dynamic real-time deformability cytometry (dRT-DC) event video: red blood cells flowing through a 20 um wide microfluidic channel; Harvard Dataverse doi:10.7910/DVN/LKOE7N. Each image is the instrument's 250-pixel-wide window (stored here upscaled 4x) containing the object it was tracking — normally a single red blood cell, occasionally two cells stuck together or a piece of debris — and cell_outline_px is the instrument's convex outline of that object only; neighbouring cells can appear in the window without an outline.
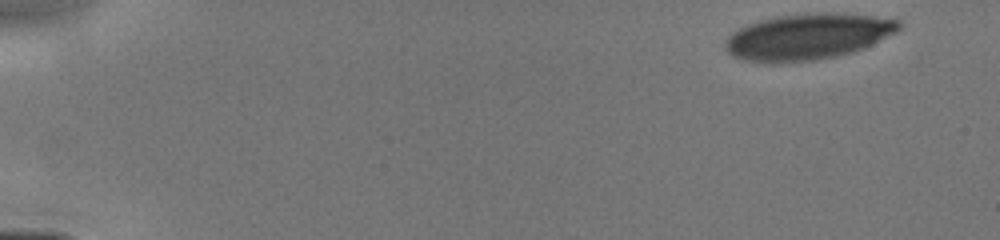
{"species": "human", "species_latin": "Homo sapiens", "temperature_condition": "cold", "stored_images_in_passage": 36, "camera_frame_rate_fps": 3000, "um_per_image_px": 0.085, "donor": {"sex": "male"}, "frame": {"image": 1, "passage_image": 1, "time_ms": 0.0, "image_size_px": [1000, 240], "cell_outline_px": [[904, 24], [896, 32], [864, 48], [852, 52], [836, 56], [816, 60], [744, 60], [732, 56], [724, 48], [724, 40], [732, 32], [748, 24], [760, 20], [776, 16], [816, 12], [820, 12], [872, 16], [900, 20]], "centroid_in_image_um": [68.68, 3.08], "position_along_channel_um": 16.3, "area_um2": 45.84}}
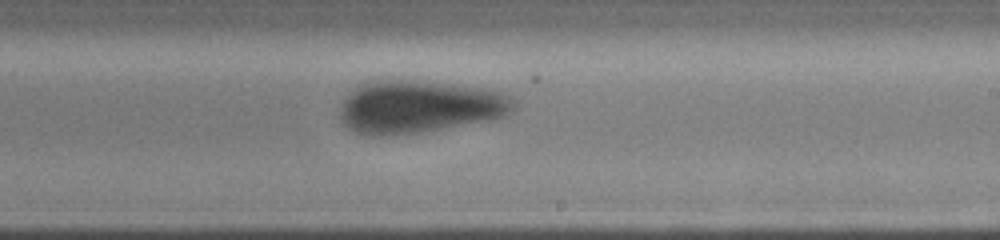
{"frame": {"image": 2, "passage_image": 21, "time_ms": 8.667, "image_size_px": [1000, 240], "cell_outline_px": [[516, 104], [504, 116], [492, 120], [416, 132], [376, 136], [356, 132], [348, 128], [340, 120], [340, 104], [360, 84], [376, 80], [400, 80], [448, 84], [480, 88], [504, 92], [512, 96], [516, 100]], "centroid_in_image_um": [35.63, 9.07], "position_along_channel_um": 253.4, "area_um2": 52.6}}
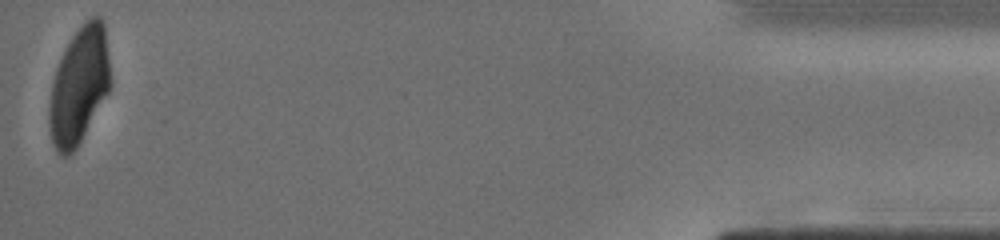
{"frame": {"image": 3, "passage_image": 36, "time_ms": 14.333, "image_size_px": [1000, 240], "cell_outline_px": [[112, 84], [108, 92], [76, 148], [68, 156], [60, 156], [56, 152], [52, 144], [48, 124], [48, 108], [52, 84], [56, 68], [72, 36], [92, 16], [100, 16], [104, 20]], "centroid_in_image_um": [6.72, 7.31], "position_along_channel_um": 428.5, "area_um2": 41.5}}